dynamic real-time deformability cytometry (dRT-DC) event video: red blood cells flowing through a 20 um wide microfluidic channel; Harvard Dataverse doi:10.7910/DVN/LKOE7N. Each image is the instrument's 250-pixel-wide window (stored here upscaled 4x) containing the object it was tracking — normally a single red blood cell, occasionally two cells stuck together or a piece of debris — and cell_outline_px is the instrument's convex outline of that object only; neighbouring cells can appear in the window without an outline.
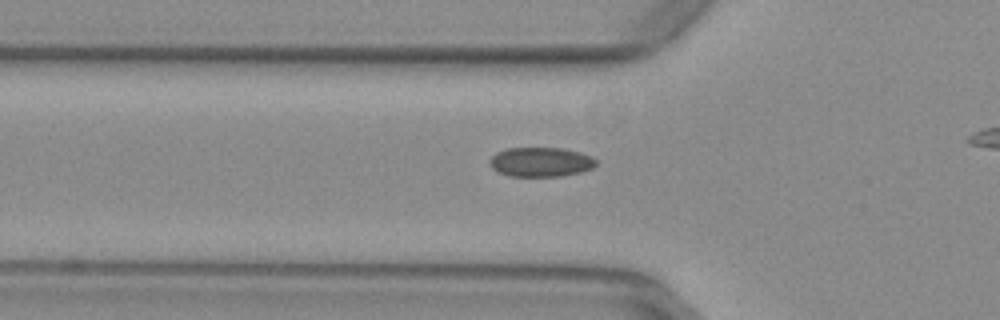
{"species": "common noctule bat (a hibernating species)", "species_latin": "Nyctalus noctula", "temperature_condition": "warm", "stored_images_in_passage": 35, "camera_frame_rate_fps": 3000, "um_per_image_px": 0.085, "animal": {"sex": "female", "body_mass_g": 29.2, "forearm_length_mm": 56.3}, "frame": {"image": 1, "passage_image": 7, "time_ms": 2.0, "image_size_px": [1000, 320], "cell_outline_px": [[596, 164], [592, 168], [580, 172], [560, 176], [508, 176], [496, 172], [492, 168], [488, 160], [496, 152], [508, 148], [560, 148], [580, 152], [592, 156], [596, 160]], "centroid_in_image_um": [45.93, 13.77], "position_along_channel_um": 79.9, "area_um2": 18.32}}
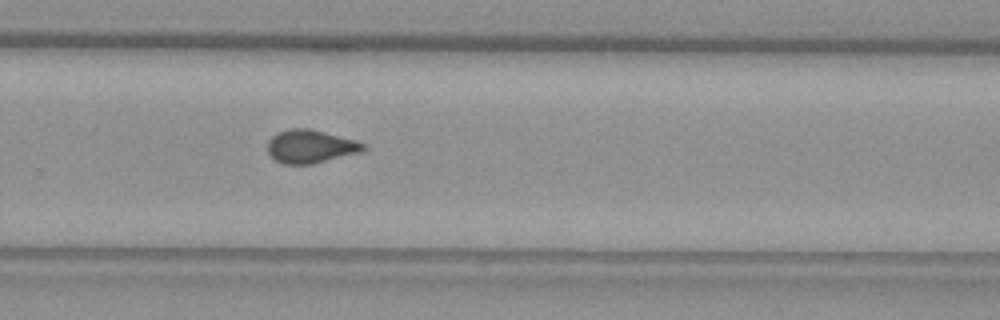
{"frame": {"image": 2, "passage_image": 24, "time_ms": 7.667, "image_size_px": [1000, 320], "cell_outline_px": [[368, 148], [360, 152], [312, 164], [284, 164], [276, 160], [268, 152], [268, 140], [272, 136], [288, 128], [308, 128], [356, 140], [364, 144]], "centroid_in_image_um": [26.39, 12.44], "position_along_channel_um": 303.4, "area_um2": 18.38}}
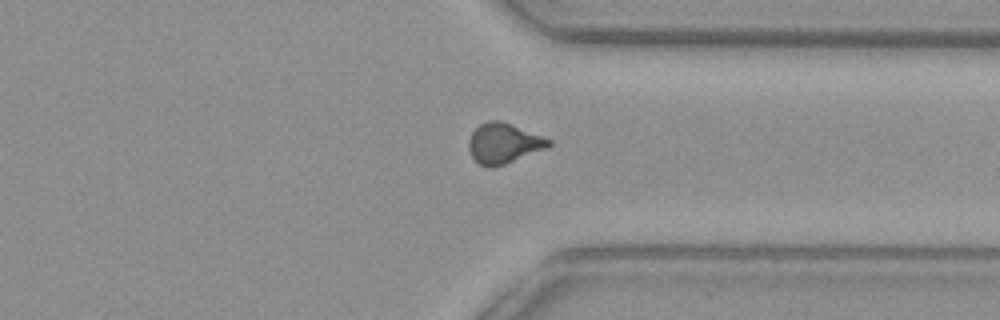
{"frame": {"image": 3, "passage_image": 29, "time_ms": 9.333, "image_size_px": [1000, 320], "cell_outline_px": [[552, 144], [548, 148], [504, 164], [492, 168], [488, 168], [480, 164], [472, 156], [468, 148], [468, 140], [472, 132], [480, 124], [488, 120], [500, 120], [552, 140]], "centroid_in_image_um": [42.8, 12.18], "position_along_channel_um": 368.6, "area_um2": 18.67}, "authors_computed_cell_mechanics": {"area_um2": 18.2648, "velocity_mm_per_s": 3.9388, "shape_relaxation_time_tau1_ms": null, "shape_relaxation_time_tau2_ms": 1.5166, "deformation_change_tau1": null, "deformation_change_tau2": 0.0691}}